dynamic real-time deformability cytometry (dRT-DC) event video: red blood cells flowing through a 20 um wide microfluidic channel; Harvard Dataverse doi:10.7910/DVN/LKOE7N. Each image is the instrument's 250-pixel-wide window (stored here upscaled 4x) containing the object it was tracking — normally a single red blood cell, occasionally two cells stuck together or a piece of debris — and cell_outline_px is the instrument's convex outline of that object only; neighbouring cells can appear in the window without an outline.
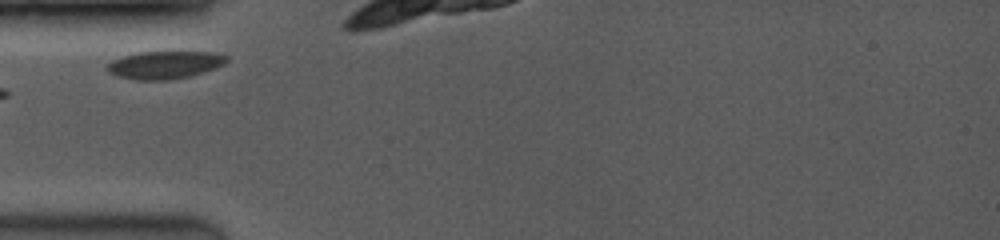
{"species": "common noctule bat (a hibernating species)", "species_latin": "Nyctalus noctula", "temperature_condition": "room temperature", "stored_images_in_passage": 3, "camera_frame_rate_fps": 3500, "um_per_image_px": 0.085, "animal": {"sex": "female", "body_mass_g": 19.0, "forearm_length_mm": 53.3}, "frame": {"image": 1, "passage_image": 1, "time_ms": 0.0, "image_size_px": [1000, 240], "cell_outline_px": [[228, 60], [224, 64], [216, 68], [204, 72], [188, 76], [168, 80], [136, 80], [116, 76], [108, 72], [108, 64], [112, 60], [136, 52], [212, 52], [228, 56]], "centroid_in_image_um": [14.0, 5.52], "position_along_channel_um": 71.0, "area_um2": 19.25}}